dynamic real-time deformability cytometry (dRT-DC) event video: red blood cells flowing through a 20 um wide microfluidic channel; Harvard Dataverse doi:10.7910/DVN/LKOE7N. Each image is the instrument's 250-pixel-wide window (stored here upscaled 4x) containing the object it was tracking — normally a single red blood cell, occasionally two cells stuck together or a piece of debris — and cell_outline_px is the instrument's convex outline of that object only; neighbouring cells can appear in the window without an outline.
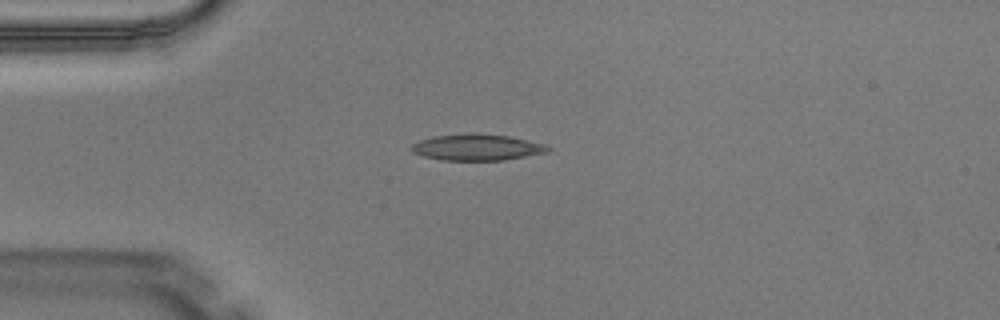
{"species": "Egyptian fruit bat (a non-hibernating species)", "species_latin": "Rousettus aegyptiacus", "temperature_condition": "warm", "stored_images_in_passage": 2, "camera_frame_rate_fps": 3000, "um_per_image_px": 0.085, "animal": {"sex": "male"}, "frame": {"image": 1, "passage_image": 1, "time_ms": 0.0, "image_size_px": [1000, 320], "cell_outline_px": [[552, 148], [548, 152], [504, 160], [440, 160], [424, 156], [412, 152], [412, 144], [420, 140], [432, 136], [472, 132], [476, 132], [508, 136], [544, 144]], "centroid_in_image_um": [40.53, 12.51], "position_along_channel_um": 44.5, "area_um2": 20.98}}